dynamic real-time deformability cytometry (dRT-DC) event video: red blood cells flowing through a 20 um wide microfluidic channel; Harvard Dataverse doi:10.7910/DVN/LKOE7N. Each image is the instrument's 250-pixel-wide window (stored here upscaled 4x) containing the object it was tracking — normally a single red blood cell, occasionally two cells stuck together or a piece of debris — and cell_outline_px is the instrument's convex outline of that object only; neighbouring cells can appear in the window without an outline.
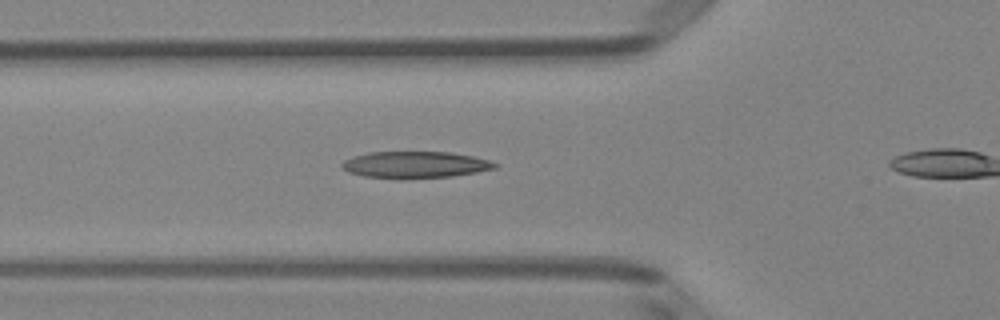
{"species": "Egyptian fruit bat (a non-hibernating species)", "species_latin": "Rousettus aegyptiacus", "temperature_condition": "room temperature", "stored_images_in_passage": 26, "camera_frame_rate_fps": 3000, "um_per_image_px": 0.085, "animal": {"sex": "female"}, "frame": {"image": 1, "passage_image": 2, "time_ms": 0.333, "image_size_px": [1000, 320], "cell_outline_px": [[500, 164], [496, 168], [476, 172], [452, 176], [400, 180], [364, 176], [348, 172], [340, 168], [340, 164], [344, 160], [352, 156], [368, 152], [448, 152], [472, 156], [488, 160]], "centroid_in_image_um": [35.23, 14.02], "position_along_channel_um": 90.6, "area_um2": 24.16}}
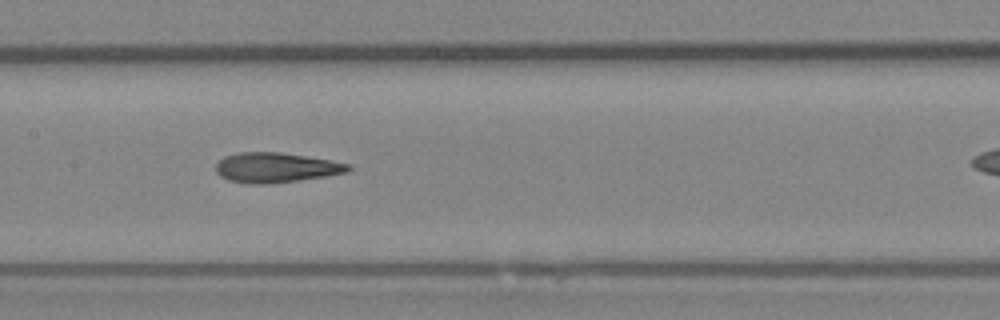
{"frame": {"image": 2, "passage_image": 9, "time_ms": 2.667, "image_size_px": [1000, 320], "cell_outline_px": [[352, 168], [348, 172], [300, 180], [268, 184], [248, 184], [228, 180], [220, 176], [216, 172], [216, 164], [224, 156], [236, 152], [280, 152], [332, 160], [352, 164]], "centroid_in_image_um": [23.45, 14.24], "position_along_channel_um": 183.9, "area_um2": 23.29}}
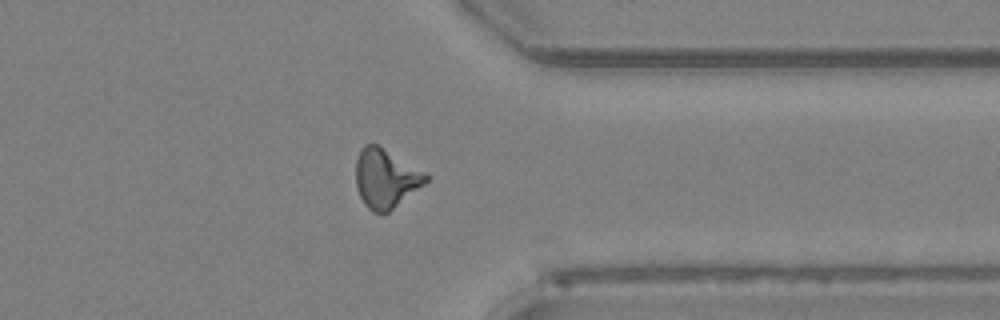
{"frame": {"image": 3, "passage_image": 24, "time_ms": 7.667, "image_size_px": [1000, 320], "cell_outline_px": [[428, 180], [424, 184], [388, 212], [372, 212], [364, 204], [356, 188], [356, 160], [360, 148], [364, 144], [376, 144], [424, 172], [428, 176]], "centroid_in_image_um": [32.74, 15.16], "position_along_channel_um": 378.7, "area_um2": 23.64}}